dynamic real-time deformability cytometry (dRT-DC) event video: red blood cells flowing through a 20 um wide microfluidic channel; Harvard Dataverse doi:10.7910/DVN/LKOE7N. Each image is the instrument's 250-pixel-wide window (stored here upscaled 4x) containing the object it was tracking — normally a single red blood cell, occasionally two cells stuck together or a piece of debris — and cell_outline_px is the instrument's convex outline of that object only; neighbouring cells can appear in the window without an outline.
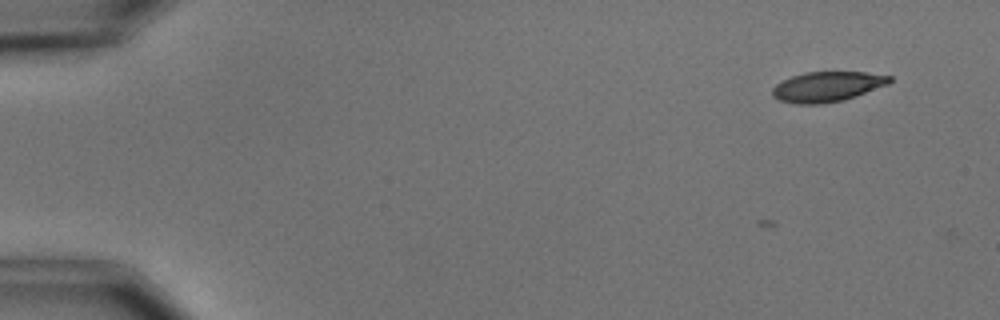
{"species": "common noctule bat (a hibernating species)", "species_latin": "Nyctalus noctula", "temperature_condition": "cold", "stored_images_in_passage": 3, "camera_frame_rate_fps": 3000, "um_per_image_px": 0.085, "animal": {"sex": "male", "body_mass_g": 15.6}, "frame": {"image": 1, "passage_image": 2, "time_ms": 1.0, "image_size_px": [1000, 320], "cell_outline_px": [[892, 80], [888, 84], [856, 96], [844, 100], [820, 104], [796, 104], [780, 100], [772, 96], [772, 88], [776, 84], [792, 76], [804, 72], [864, 72], [892, 76]], "centroid_in_image_um": [70.31, 7.37], "position_along_channel_um": 14.7, "area_um2": 20.52}}